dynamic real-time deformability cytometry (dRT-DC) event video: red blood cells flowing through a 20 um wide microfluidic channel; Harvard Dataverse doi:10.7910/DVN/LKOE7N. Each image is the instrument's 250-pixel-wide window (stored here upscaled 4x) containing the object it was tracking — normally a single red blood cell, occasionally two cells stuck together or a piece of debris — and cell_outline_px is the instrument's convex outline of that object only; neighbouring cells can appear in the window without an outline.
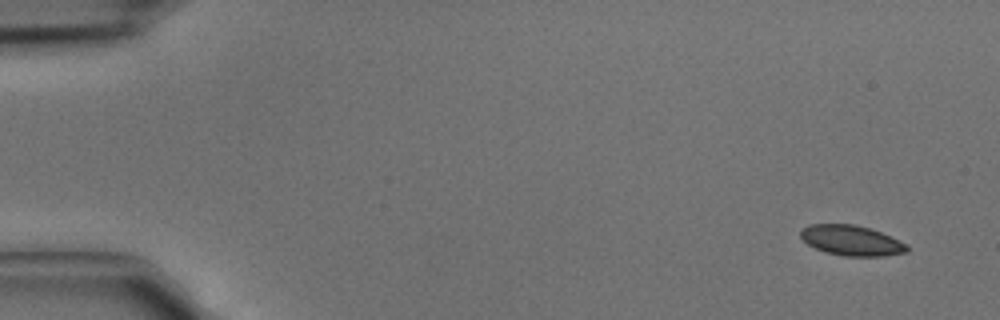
{"species": "common noctule bat (a hibernating species)", "species_latin": "Nyctalus noctula", "temperature_condition": "cold", "stored_images_in_passage": 5, "camera_frame_rate_fps": 3000, "um_per_image_px": 0.085, "animal": {"sex": "male", "body_mass_g": 15.6}, "frame": {"image": 1, "passage_image": 1, "time_ms": 0.0, "image_size_px": [1000, 320], "cell_outline_px": [[908, 252], [884, 256], [844, 256], [824, 252], [808, 244], [800, 236], [800, 228], [808, 224], [856, 224], [880, 232], [904, 244], [908, 248]], "centroid_in_image_um": [72.31, 20.43], "position_along_channel_um": 12.7, "area_um2": 18.61}}
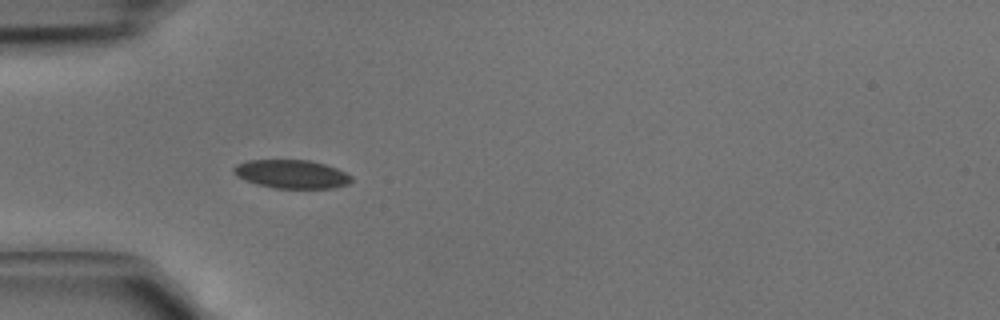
{"frame": {"image": 2, "passage_image": 4, "time_ms": 1.0, "image_size_px": [1000, 320], "cell_outline_px": [[352, 180], [348, 184], [336, 188], [276, 188], [256, 184], [244, 180], [236, 176], [232, 172], [232, 168], [236, 164], [248, 160], [308, 160], [324, 164], [336, 168], [352, 176]], "centroid_in_image_um": [24.75, 14.8], "position_along_channel_um": 60.2, "area_um2": 19.65}}